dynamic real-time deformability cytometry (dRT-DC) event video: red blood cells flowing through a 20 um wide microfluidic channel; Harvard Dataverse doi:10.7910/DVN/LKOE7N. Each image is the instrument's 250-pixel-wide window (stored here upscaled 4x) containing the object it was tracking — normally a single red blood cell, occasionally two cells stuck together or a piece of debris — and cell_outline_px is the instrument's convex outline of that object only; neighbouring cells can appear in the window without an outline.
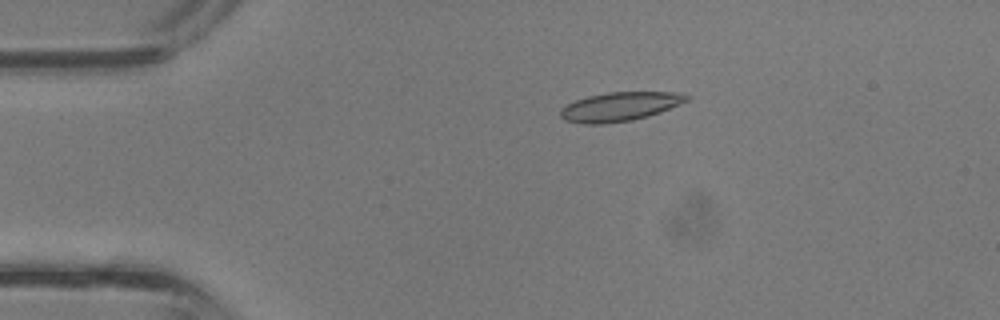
{"species": "common noctule bat (a hibernating species)", "species_latin": "Nyctalus noctula", "temperature_condition": "room temperature", "stored_images_in_passage": 38, "camera_frame_rate_fps": 3000, "um_per_image_px": 0.085, "animal": {"sex": "male", "body_mass_g": 13.3}, "frame": {"image": 1, "passage_image": 8, "time_ms": 2.333, "image_size_px": [1000, 320], "cell_outline_px": [[692, 96], [688, 100], [680, 104], [660, 112], [648, 116], [632, 120], [604, 124], [580, 124], [564, 120], [560, 116], [560, 108], [576, 100], [588, 96], [608, 92], [684, 92]], "centroid_in_image_um": [52.7, 9.06], "position_along_channel_um": 32.3, "area_um2": 21.5}}
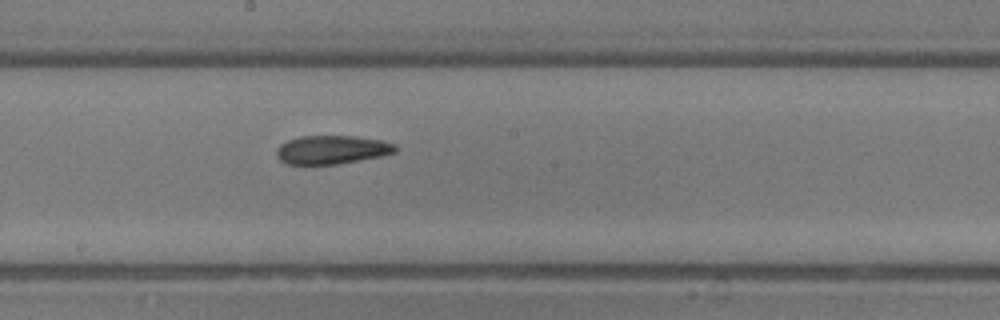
{"frame": {"image": 2, "passage_image": 21, "time_ms": 6.667, "image_size_px": [1000, 320], "cell_outline_px": [[400, 148], [396, 152], [380, 156], [336, 164], [288, 164], [280, 160], [276, 156], [276, 148], [280, 144], [288, 140], [300, 136], [356, 136], [380, 140], [396, 144]], "centroid_in_image_um": [28.21, 12.72], "position_along_channel_um": 220.0, "area_um2": 19.83}}
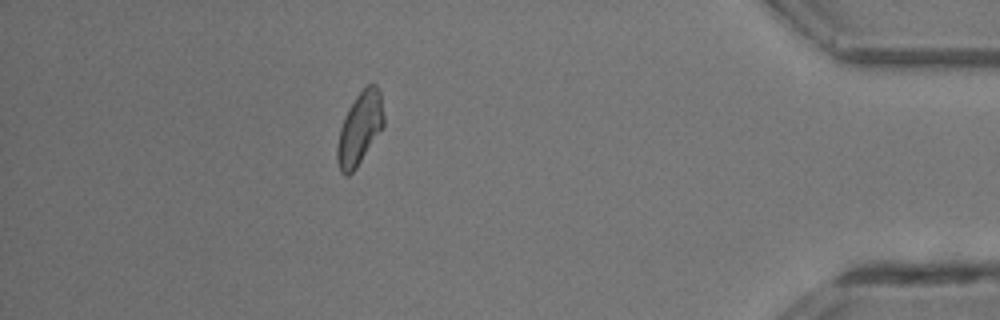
{"frame": {"image": 3, "passage_image": 34, "time_ms": 11.0, "image_size_px": [1000, 320], "cell_outline_px": [[384, 124], [356, 168], [348, 176], [344, 176], [340, 172], [336, 160], [336, 148], [340, 128], [344, 116], [348, 108], [356, 96], [368, 84], [376, 84], [380, 92], [384, 116]], "centroid_in_image_um": [30.54, 10.93], "position_along_channel_um": 404.7, "area_um2": 19.54}}